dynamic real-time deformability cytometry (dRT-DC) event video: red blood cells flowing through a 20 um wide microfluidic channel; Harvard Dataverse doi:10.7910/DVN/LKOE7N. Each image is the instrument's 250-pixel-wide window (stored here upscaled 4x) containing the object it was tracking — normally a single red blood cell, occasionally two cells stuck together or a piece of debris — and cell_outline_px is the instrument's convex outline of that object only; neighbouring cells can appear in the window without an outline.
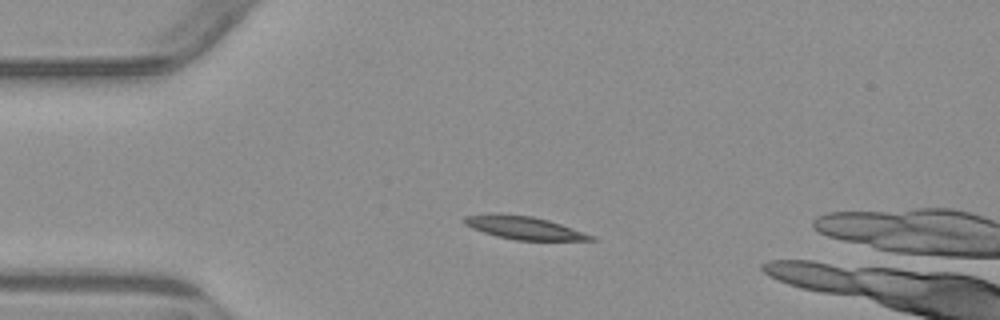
{"species": "common noctule bat (a hibernating species)", "species_latin": "Nyctalus noctula", "temperature_condition": "warm", "stored_images_in_passage": 4, "camera_frame_rate_fps": 3000, "um_per_image_px": 0.085, "animal": {"sex": "male", "body_mass_g": 23.1, "forearm_length_mm": 52.7}, "frame": {"image": 1, "passage_image": 3, "time_ms": 2.333, "image_size_px": [1000, 320], "cell_outline_px": [[596, 240], [516, 240], [496, 236], [472, 228], [464, 224], [460, 220], [464, 216], [492, 212], [500, 212], [532, 216], [548, 220], [596, 236]], "centroid_in_image_um": [44.46, 19.33], "position_along_channel_um": 40.5, "area_um2": 17.22}}